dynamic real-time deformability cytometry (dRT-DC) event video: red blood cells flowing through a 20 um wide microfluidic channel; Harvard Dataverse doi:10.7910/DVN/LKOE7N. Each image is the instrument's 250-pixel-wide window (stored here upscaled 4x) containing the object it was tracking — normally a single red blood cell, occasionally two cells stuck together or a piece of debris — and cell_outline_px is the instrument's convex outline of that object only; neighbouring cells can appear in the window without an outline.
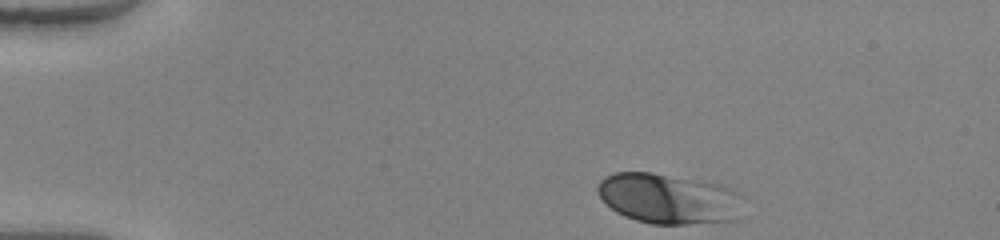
{"species": "human", "species_latin": "Homo sapiens", "temperature_condition": "warm", "stored_images_in_passage": 35, "camera_frame_rate_fps": 3000, "um_per_image_px": 0.085, "donor": {"sex": "female"}, "frame": {"image": 1, "passage_image": 1, "time_ms": 0.0, "image_size_px": [1000, 240], "cell_outline_px": [[744, 196], [740, 220], [688, 224], [652, 224], [636, 220], [624, 216], [616, 212], [596, 192], [596, 184], [604, 176], [616, 172], [652, 172], [720, 184], [732, 188], [740, 192]], "centroid_in_image_um": [56.89, 16.89], "position_along_channel_um": 28.1, "area_um2": 43.41}}
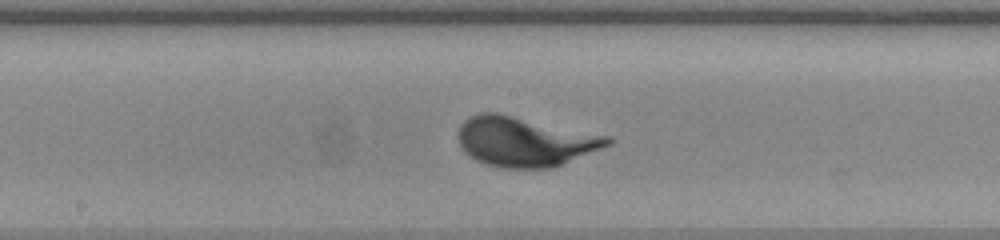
{"frame": {"image": 2, "passage_image": 20, "time_ms": 6.333, "image_size_px": [1000, 240], "cell_outline_px": [[612, 144], [564, 164], [552, 168], [500, 168], [484, 164], [468, 156], [464, 152], [456, 136], [460, 124], [464, 120], [480, 112], [496, 112], [612, 136]], "centroid_in_image_um": [44.61, 12.04], "position_along_channel_um": 203.6, "area_um2": 43.81}}
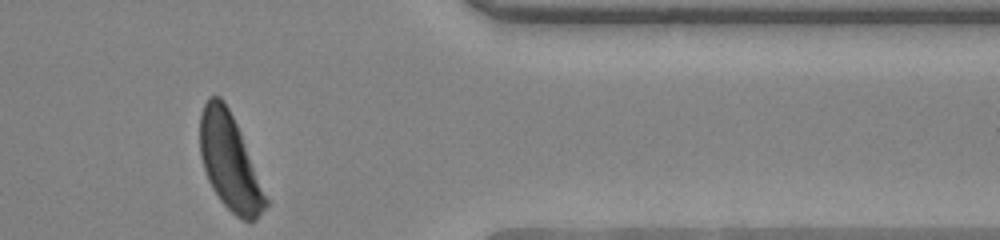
{"frame": {"image": 3, "passage_image": 35, "time_ms": 11.333, "image_size_px": [1000, 240], "cell_outline_px": [[268, 204], [256, 220], [244, 220], [236, 216], [220, 200], [212, 188], [208, 180], [200, 156], [200, 116], [204, 104], [208, 96], [220, 96], [224, 100], [240, 132], [268, 200]], "centroid_in_image_um": [19.5, 13.77], "position_along_channel_um": 391.9, "area_um2": 36.13}}